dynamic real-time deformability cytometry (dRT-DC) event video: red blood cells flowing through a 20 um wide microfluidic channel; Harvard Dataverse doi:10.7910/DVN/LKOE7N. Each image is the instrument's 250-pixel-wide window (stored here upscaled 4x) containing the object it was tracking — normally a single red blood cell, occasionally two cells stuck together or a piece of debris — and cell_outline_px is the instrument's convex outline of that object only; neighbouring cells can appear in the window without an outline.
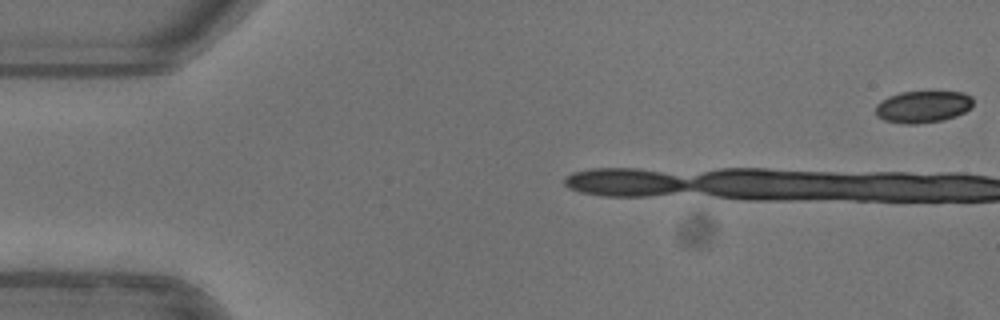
{"species": "common noctule bat (a hibernating species)", "species_latin": "Nyctalus noctula", "temperature_condition": "warm", "stored_images_in_passage": 5, "camera_frame_rate_fps": 3000, "um_per_image_px": 0.085, "animal": {"sex": "female"}, "frame": {"image": 1, "passage_image": 1, "time_ms": 0.0, "image_size_px": [1000, 320], "cell_outline_px": [[972, 104], [964, 112], [956, 116], [944, 120], [916, 124], [904, 124], [884, 120], [876, 116], [876, 104], [888, 96], [900, 92], [964, 92], [972, 96]], "centroid_in_image_um": [78.42, 9.07], "position_along_channel_um": 6.6, "area_um2": 18.15}}